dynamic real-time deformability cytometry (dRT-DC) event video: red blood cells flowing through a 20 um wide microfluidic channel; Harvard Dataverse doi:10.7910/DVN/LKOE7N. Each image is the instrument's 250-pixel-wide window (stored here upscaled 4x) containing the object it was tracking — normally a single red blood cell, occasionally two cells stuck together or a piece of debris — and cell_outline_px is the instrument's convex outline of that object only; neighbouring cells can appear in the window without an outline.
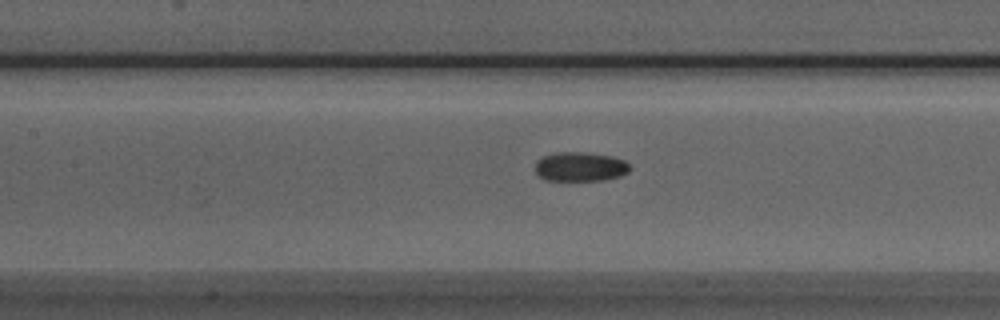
{"species": "Egyptian fruit bat (a non-hibernating species)", "species_latin": "Rousettus aegyptiacus", "temperature_condition": "room temperature", "stored_images_in_passage": 38, "camera_frame_rate_fps": 3000, "um_per_image_px": 0.085, "animal": {"sex": "male"}, "frame": {"image": 1, "passage_image": 11, "time_ms": 3.333, "image_size_px": [1000, 320], "cell_outline_px": [[632, 168], [628, 172], [620, 176], [604, 180], [544, 180], [536, 172], [536, 160], [544, 156], [556, 152], [580, 152], [612, 156], [624, 160]], "centroid_in_image_um": [49.33, 14.17], "position_along_channel_um": 158.1, "area_um2": 16.13}}
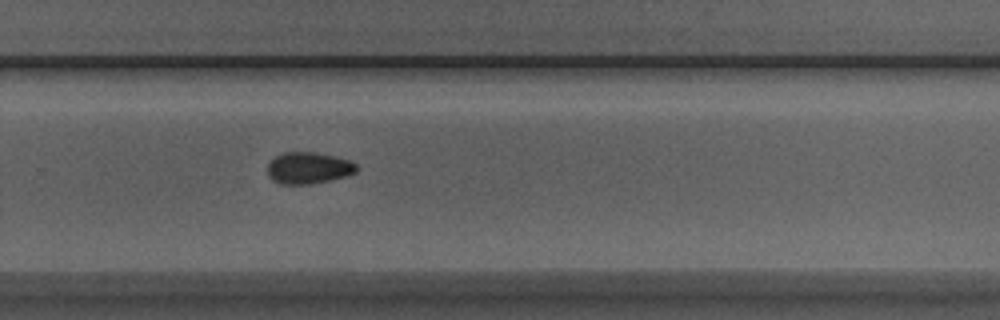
{"frame": {"image": 2, "passage_image": 22, "time_ms": 7.0, "image_size_px": [1000, 320], "cell_outline_px": [[356, 172], [332, 180], [308, 184], [280, 184], [272, 180], [268, 176], [268, 164], [276, 156], [284, 152], [316, 152], [336, 156], [348, 160], [356, 164]], "centroid_in_image_um": [26.2, 14.28], "position_along_channel_um": 303.6, "area_um2": 16.36}}
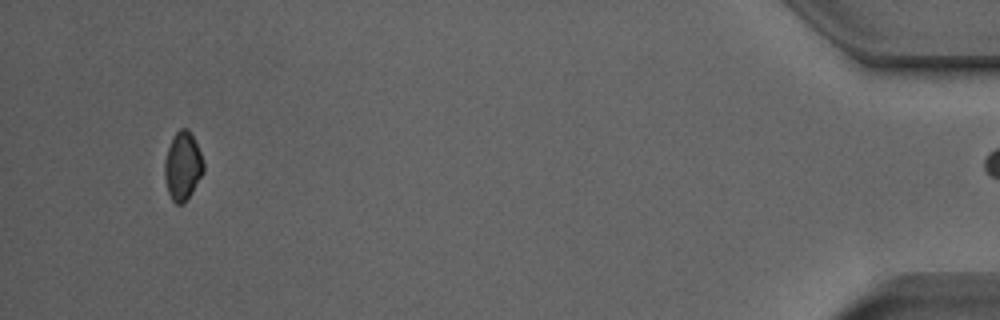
{"frame": {"image": 3, "passage_image": 37, "time_ms": 12.0, "image_size_px": [1000, 320], "cell_outline_px": [[204, 172], [192, 192], [184, 204], [176, 204], [172, 200], [168, 192], [164, 176], [164, 160], [168, 148], [176, 132], [180, 128], [188, 128], [200, 152], [204, 164]], "centroid_in_image_um": [15.52, 14.14], "position_along_channel_um": 419.7, "area_um2": 15.43}, "authors_computed_cell_mechanics": {"area_um2": 16.473, "velocity_mm_per_s": 3.9798, "shape_relaxation_time_tau1_ms": 8.9133, "shape_relaxation_time_tau2_ms": null, "deformation_change_tau1": 0.1302, "deformation_change_tau2": null}}